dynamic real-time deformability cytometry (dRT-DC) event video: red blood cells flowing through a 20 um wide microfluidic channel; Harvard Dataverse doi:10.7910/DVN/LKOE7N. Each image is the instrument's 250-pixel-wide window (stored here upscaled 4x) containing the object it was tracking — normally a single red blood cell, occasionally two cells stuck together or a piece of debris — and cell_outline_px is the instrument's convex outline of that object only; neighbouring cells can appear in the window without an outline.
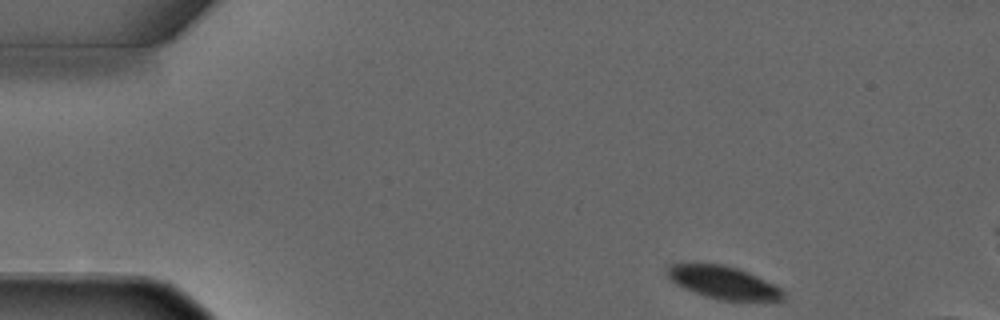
{"species": "common noctule bat (a hibernating species)", "species_latin": "Nyctalus noctula", "temperature_condition": "warm", "stored_images_in_passage": 4, "camera_frame_rate_fps": 3000, "um_per_image_px": 0.085, "animal": {"sex": "male", "forearm_length_mm": 52.5}, "frame": {"image": 1, "passage_image": 1, "time_ms": 0.0, "image_size_px": [1000, 320], "cell_outline_px": [[784, 300], [720, 300], [704, 296], [684, 288], [676, 284], [668, 276], [668, 264], [724, 264], [748, 272], [776, 284], [784, 292]], "centroid_in_image_um": [61.52, 24.01], "position_along_channel_um": 23.5, "area_um2": 21.91}}